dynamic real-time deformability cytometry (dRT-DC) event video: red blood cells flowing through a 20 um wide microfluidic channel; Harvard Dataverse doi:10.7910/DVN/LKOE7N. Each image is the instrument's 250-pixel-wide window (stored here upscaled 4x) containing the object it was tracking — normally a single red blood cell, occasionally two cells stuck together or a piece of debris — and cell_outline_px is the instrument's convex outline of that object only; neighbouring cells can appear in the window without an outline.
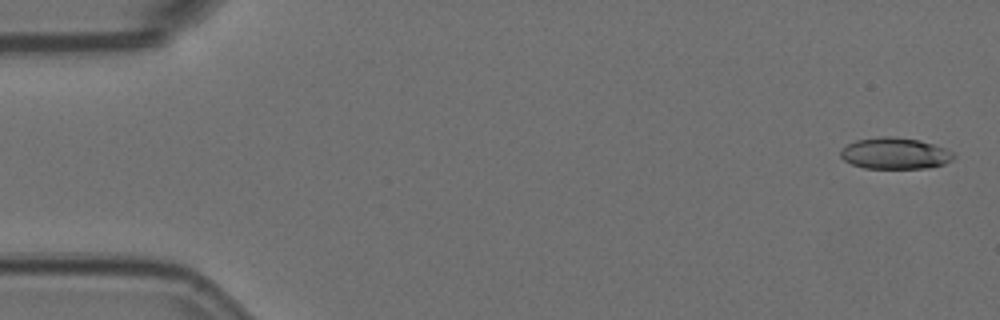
{"species": "Egyptian fruit bat (a non-hibernating species)", "species_latin": "Rousettus aegyptiacus", "temperature_condition": "room temperature", "stored_images_in_passage": 57, "camera_frame_rate_fps": 3000, "um_per_image_px": 0.085, "animal": {"sex": "female"}, "frame": {"image": 1, "passage_image": 2, "time_ms": 0.333, "image_size_px": [1000, 320], "cell_outline_px": [[956, 156], [952, 160], [944, 164], [928, 168], [864, 168], [852, 164], [844, 160], [840, 156], [840, 148], [856, 140], [880, 136], [892, 136], [920, 140], [944, 148], [952, 152]], "centroid_in_image_um": [76.05, 13.03], "position_along_channel_um": 8.9, "area_um2": 20.75}}
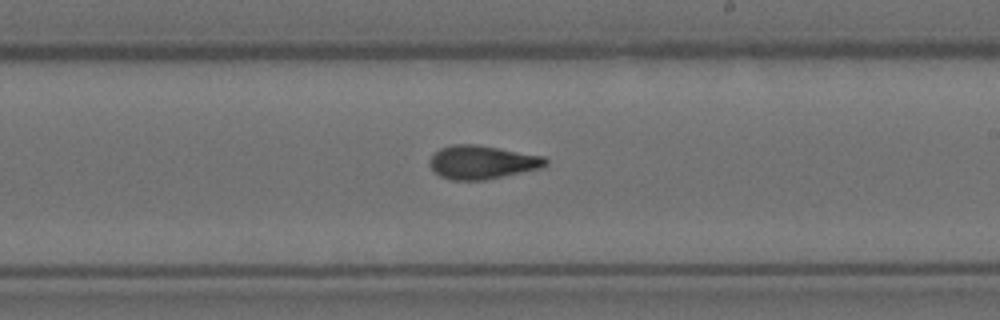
{"frame": {"image": 2, "passage_image": 33, "time_ms": 10.667, "image_size_px": [1000, 320], "cell_outline_px": [[548, 164], [540, 168], [484, 180], [452, 180], [440, 176], [428, 164], [428, 160], [440, 148], [452, 144], [476, 144], [544, 156], [548, 160]], "centroid_in_image_um": [40.96, 13.78], "position_along_channel_um": 248.0, "area_um2": 22.54}}
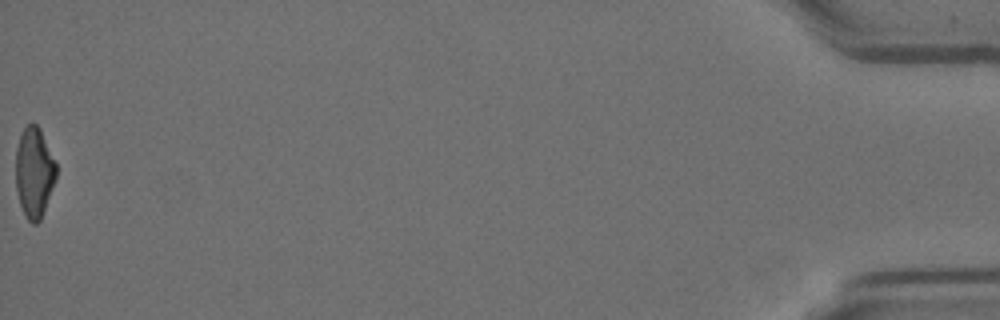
{"frame": {"image": 3, "passage_image": 57, "time_ms": 18.667, "image_size_px": [1000, 320], "cell_outline_px": [[56, 180], [40, 220], [36, 224], [32, 224], [28, 220], [20, 204], [16, 188], [16, 148], [20, 136], [24, 128], [28, 124], [36, 124], [40, 128], [56, 164]], "centroid_in_image_um": [2.91, 14.66], "position_along_channel_um": 432.3, "area_um2": 21.1}, "authors_computed_cell_mechanics": {"area_um2": 21.7906, "velocity_mm_per_s": 3.6054, "shape_relaxation_time_tau1_ms": null, "shape_relaxation_time_tau2_ms": 2.9176, "deformation_change_tau1": null, "deformation_change_tau2": 0.107}}